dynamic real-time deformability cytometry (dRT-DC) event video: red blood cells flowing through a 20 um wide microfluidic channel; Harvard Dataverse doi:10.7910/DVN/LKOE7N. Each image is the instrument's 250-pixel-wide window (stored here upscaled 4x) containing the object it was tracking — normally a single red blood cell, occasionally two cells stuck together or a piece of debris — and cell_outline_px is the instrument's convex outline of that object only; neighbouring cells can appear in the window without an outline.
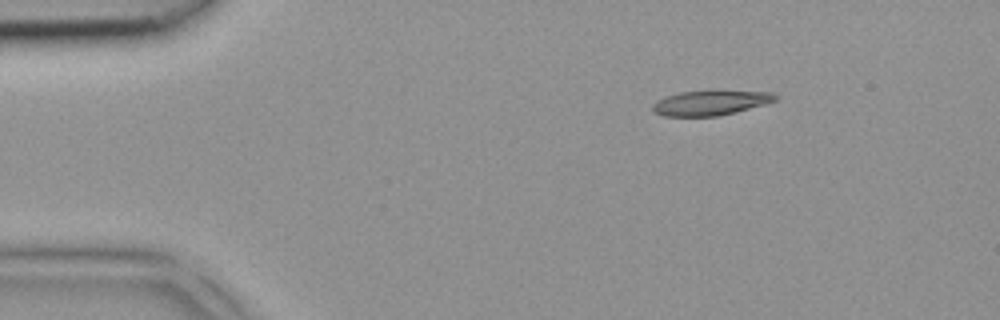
{"species": "common noctule bat (a hibernating species)", "species_latin": "Nyctalus noctula", "temperature_condition": "room temperature", "stored_images_in_passage": 5, "segment_of_instrument_passage": [2, 2], "camera_frame_rate_fps": 3000, "um_per_image_px": 0.085, "animal": {"sex": "female", "body_mass_g": 18.4}, "frame": {"image": 1, "passage_image": 5, "time_ms": 1.333, "image_size_px": [1000, 320], "cell_outline_px": [[780, 96], [776, 100], [764, 104], [736, 112], [716, 116], [664, 116], [656, 112], [652, 108], [652, 104], [656, 100], [680, 92], [712, 88], [720, 88], [772, 92]], "centroid_in_image_um": [60.46, 8.68], "position_along_channel_um": 24.5, "area_um2": 18.61}}